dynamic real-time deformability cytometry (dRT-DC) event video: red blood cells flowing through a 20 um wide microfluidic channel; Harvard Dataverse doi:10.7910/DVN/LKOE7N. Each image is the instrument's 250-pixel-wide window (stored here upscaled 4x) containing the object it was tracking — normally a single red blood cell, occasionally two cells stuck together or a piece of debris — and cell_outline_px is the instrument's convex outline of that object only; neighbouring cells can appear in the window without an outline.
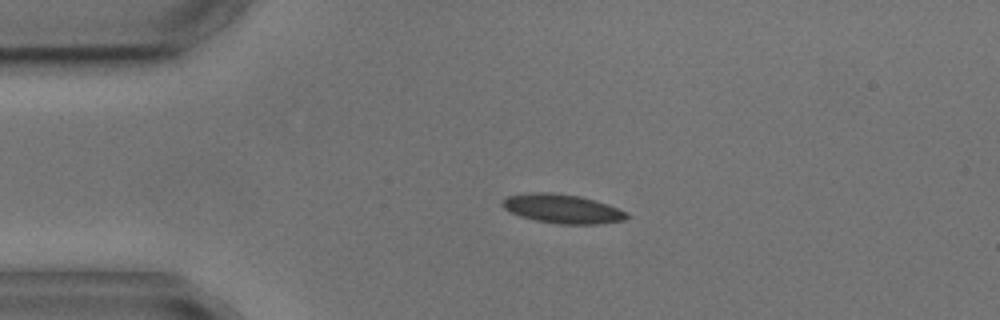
{"species": "common noctule bat (a hibernating species)", "species_latin": "Nyctalus noctula", "temperature_condition": "cold", "stored_images_in_passage": 2, "camera_frame_rate_fps": 3000, "um_per_image_px": 0.085, "animal": {"sex": "male", "body_mass_g": 17.9, "forearm_length_mm": 54.2}, "frame": {"image": 1, "passage_image": 1, "time_ms": 0.0, "image_size_px": [1000, 320], "cell_outline_px": [[628, 216], [624, 220], [596, 224], [556, 224], [536, 220], [520, 216], [504, 208], [500, 204], [508, 196], [528, 192], [552, 192], [580, 196], [596, 200], [608, 204], [628, 212]], "centroid_in_image_um": [47.81, 17.73], "position_along_channel_um": 37.2, "area_um2": 21.1}}